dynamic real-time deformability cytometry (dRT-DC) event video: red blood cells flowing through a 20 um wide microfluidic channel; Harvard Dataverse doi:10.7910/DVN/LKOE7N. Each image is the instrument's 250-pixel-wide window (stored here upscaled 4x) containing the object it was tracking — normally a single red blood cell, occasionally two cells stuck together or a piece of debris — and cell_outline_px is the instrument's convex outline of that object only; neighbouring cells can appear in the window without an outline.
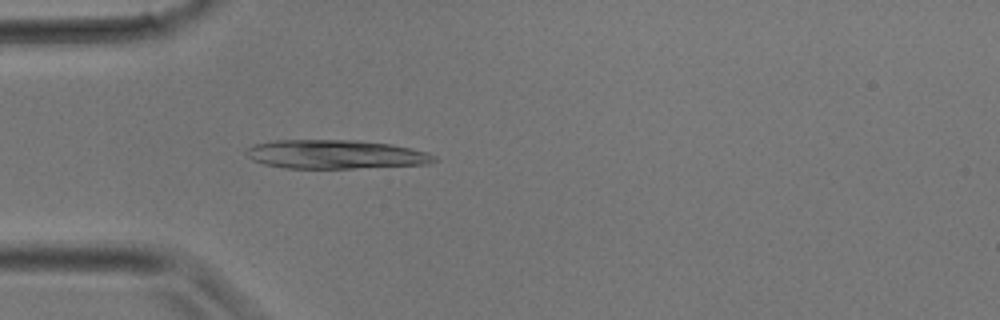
{"species": "common noctule bat (a hibernating species)", "species_latin": "Nyctalus noctula", "temperature_condition": "room temperature", "stored_images_in_passage": 25, "camera_frame_rate_fps": 3000, "um_per_image_px": 0.085, "animal": {"sex": "male", "body_mass_g": 17.9}, "frame": {"image": 1, "passage_image": 2, "time_ms": 0.333, "image_size_px": [1000, 320], "cell_outline_px": [[440, 160], [428, 164], [356, 168], [284, 168], [264, 164], [252, 160], [244, 152], [252, 144], [272, 140], [356, 140], [392, 144], [412, 148], [428, 152], [436, 156]], "centroid_in_image_um": [28.53, 13.11], "position_along_channel_um": 56.5, "area_um2": 31.96}}
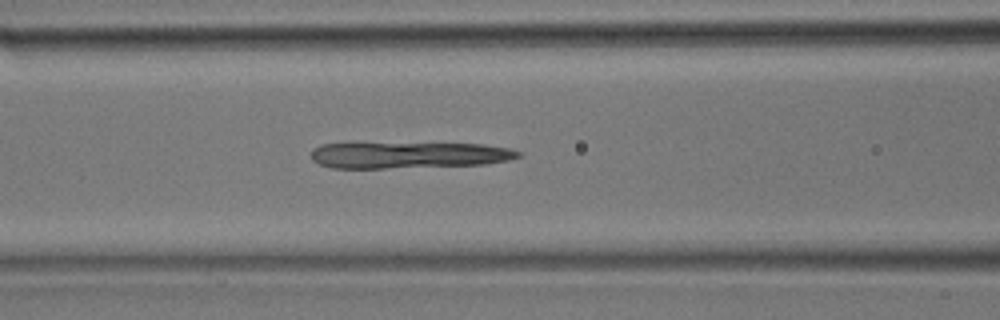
{"frame": {"image": 2, "passage_image": 6, "time_ms": 1.667, "image_size_px": [1000, 320], "cell_outline_px": [[524, 156], [512, 160], [484, 164], [384, 168], [332, 168], [320, 164], [312, 160], [312, 148], [320, 144], [484, 144], [512, 148], [520, 152]], "centroid_in_image_um": [34.81, 13.19], "position_along_channel_um": 131.8, "area_um2": 31.56}}
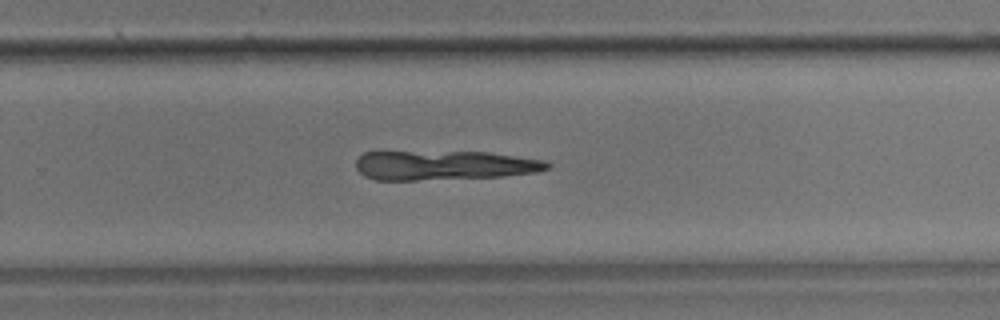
{"frame": {"image": 3, "passage_image": 14, "time_ms": 4.333, "image_size_px": [1000, 320], "cell_outline_px": [[552, 168], [536, 172], [504, 176], [416, 180], [376, 180], [364, 176], [356, 168], [356, 160], [364, 152], [488, 152], [548, 160], [552, 164]], "centroid_in_image_um": [37.82, 14.05], "position_along_channel_um": 292.0, "area_um2": 32.95}}